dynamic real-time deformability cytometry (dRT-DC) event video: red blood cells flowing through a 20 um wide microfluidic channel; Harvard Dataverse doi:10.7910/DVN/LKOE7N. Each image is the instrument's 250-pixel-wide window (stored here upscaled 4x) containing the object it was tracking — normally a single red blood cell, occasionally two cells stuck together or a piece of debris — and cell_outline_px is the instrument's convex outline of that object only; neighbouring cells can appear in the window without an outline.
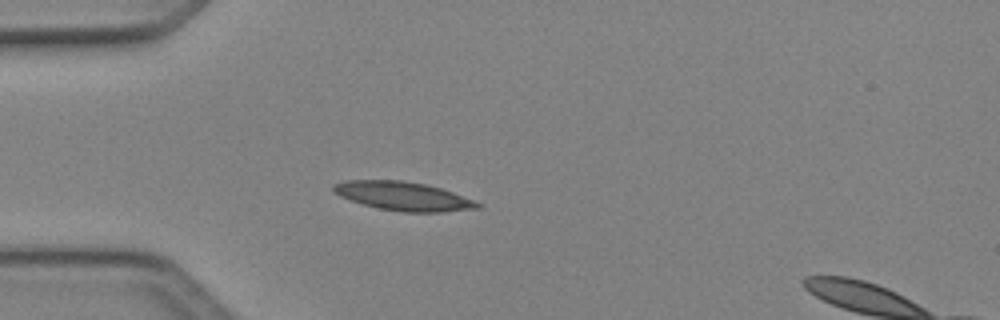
{"species": "Egyptian fruit bat (a non-hibernating species)", "species_latin": "Rousettus aegyptiacus", "temperature_condition": "cold", "stored_images_in_passage": 3, "camera_frame_rate_fps": 3000, "um_per_image_px": 0.085, "animal": {"sex": "female"}, "frame": {"image": 1, "passage_image": 2, "time_ms": 0.333, "image_size_px": [1000, 320], "cell_outline_px": [[480, 208], [440, 212], [404, 212], [376, 208], [340, 196], [332, 188], [332, 184], [344, 180], [404, 180], [428, 184], [452, 192], [472, 200], [480, 204]], "centroid_in_image_um": [34.25, 16.66], "position_along_channel_um": 50.8, "area_um2": 23.99}}